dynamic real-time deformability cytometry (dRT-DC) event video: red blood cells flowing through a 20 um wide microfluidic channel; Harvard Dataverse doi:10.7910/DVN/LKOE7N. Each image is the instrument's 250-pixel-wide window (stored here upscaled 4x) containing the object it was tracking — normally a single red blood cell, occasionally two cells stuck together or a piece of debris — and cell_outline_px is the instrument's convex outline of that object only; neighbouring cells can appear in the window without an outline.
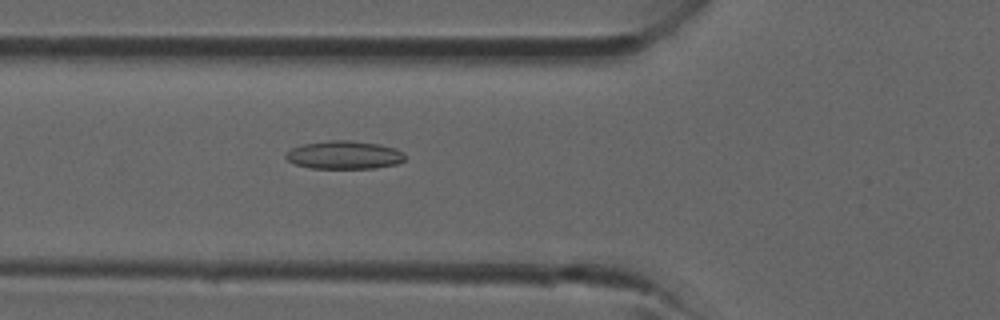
{"species": "common noctule bat (a hibernating species)", "species_latin": "Nyctalus noctula", "temperature_condition": "room temperature", "stored_images_in_passage": 30, "camera_frame_rate_fps": 3000, "um_per_image_px": 0.085, "animal": {"sex": "male", "forearm_length_mm": 52.5}, "frame": {"image": 1, "passage_image": 5, "time_ms": 1.333, "image_size_px": [1000, 320], "cell_outline_px": [[404, 160], [396, 164], [376, 168], [312, 168], [296, 164], [288, 160], [284, 156], [292, 148], [304, 144], [328, 140], [352, 140], [376, 144], [396, 148], [404, 152]], "centroid_in_image_um": [29.28, 13.17], "position_along_channel_um": 96.5, "area_um2": 19.42}}
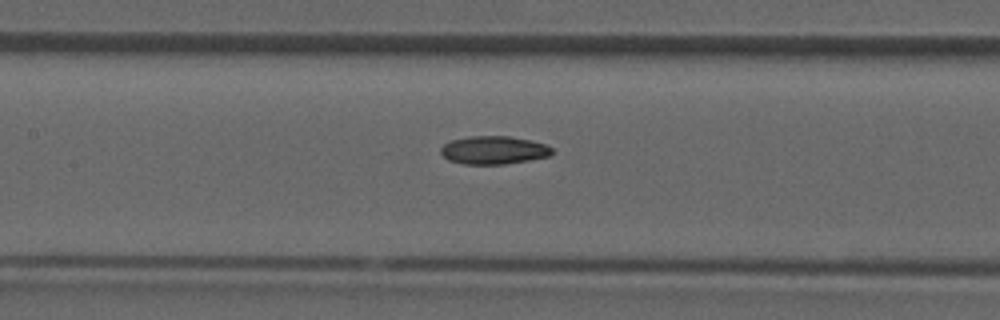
{"frame": {"image": 2, "passage_image": 9, "time_ms": 2.667, "image_size_px": [1000, 320], "cell_outline_px": [[552, 152], [548, 156], [528, 160], [504, 164], [464, 164], [448, 160], [440, 152], [440, 148], [444, 144], [452, 140], [468, 136], [508, 136], [548, 144], [552, 148]], "centroid_in_image_um": [41.94, 12.76], "position_along_channel_um": 165.5, "area_um2": 18.15}}
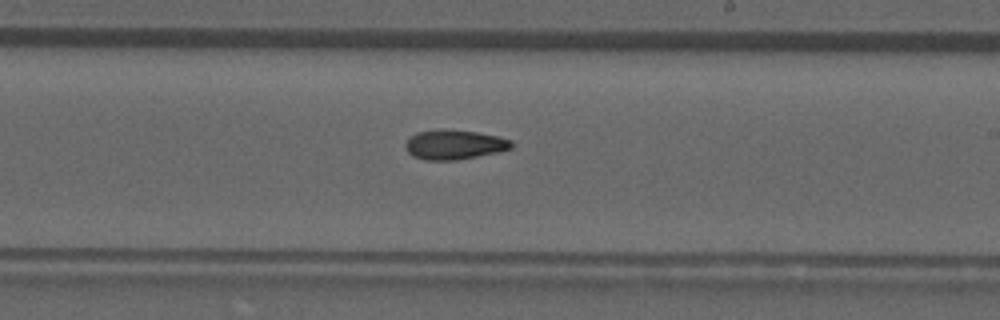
{"frame": {"image": 3, "passage_image": 14, "time_ms": 4.333, "image_size_px": [1000, 320], "cell_outline_px": [[512, 148], [496, 152], [456, 160], [424, 160], [412, 156], [404, 148], [404, 144], [416, 132], [440, 128], [476, 132], [496, 136], [512, 140]], "centroid_in_image_um": [38.56, 12.28], "position_along_channel_um": 250.4, "area_um2": 18.26}}